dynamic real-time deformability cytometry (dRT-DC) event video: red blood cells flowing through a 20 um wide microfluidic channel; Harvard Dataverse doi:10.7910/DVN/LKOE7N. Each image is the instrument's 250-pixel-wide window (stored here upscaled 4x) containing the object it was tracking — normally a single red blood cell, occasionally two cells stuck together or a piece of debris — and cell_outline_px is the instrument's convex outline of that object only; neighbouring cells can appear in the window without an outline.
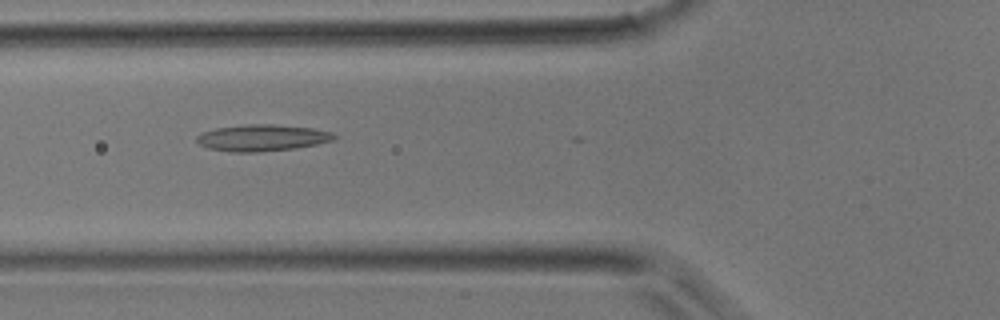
{"species": "common noctule bat (a hibernating species)", "species_latin": "Nyctalus noctula", "temperature_condition": "room temperature", "stored_images_in_passage": 14, "camera_frame_rate_fps": 3000, "um_per_image_px": 0.085, "animal": {"sex": "male", "body_mass_g": 17.9}, "frame": {"image": 1, "passage_image": 13, "time_ms": 4.0, "image_size_px": [1000, 320], "cell_outline_px": [[336, 136], [332, 140], [316, 144], [296, 148], [256, 152], [232, 152], [208, 148], [200, 144], [196, 140], [196, 136], [200, 132], [216, 128], [244, 124], [272, 124], [312, 128], [332, 132]], "centroid_in_image_um": [22.24, 11.71], "position_along_channel_um": 103.6, "area_um2": 21.21}}